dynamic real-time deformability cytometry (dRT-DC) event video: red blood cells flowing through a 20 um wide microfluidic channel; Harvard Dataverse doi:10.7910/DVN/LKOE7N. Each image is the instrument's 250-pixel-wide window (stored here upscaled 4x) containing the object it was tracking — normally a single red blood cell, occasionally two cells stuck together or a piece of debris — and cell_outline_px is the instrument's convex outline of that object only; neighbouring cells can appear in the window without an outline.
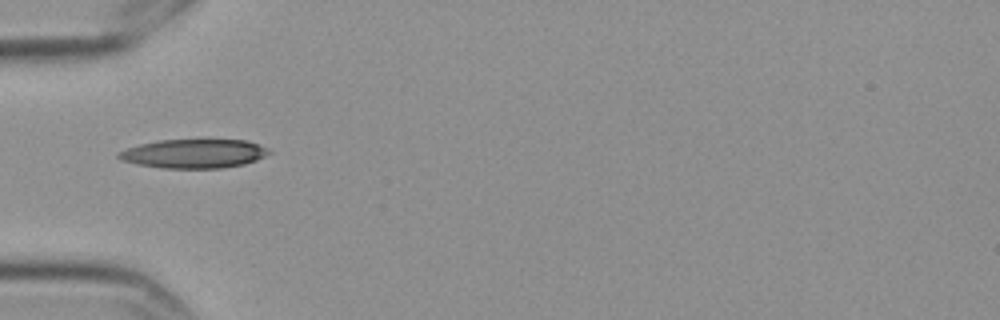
{"species": "Egyptian fruit bat (a non-hibernating species)", "species_latin": "Rousettus aegyptiacus", "temperature_condition": "cold", "stored_images_in_passage": 11, "camera_frame_rate_fps": 3000, "um_per_image_px": 0.085, "frame": {"image": 1, "passage_image": 1, "time_ms": 0.0, "image_size_px": [1000, 320], "cell_outline_px": [[272, 152], [256, 160], [244, 164], [224, 168], [160, 168], [136, 164], [120, 160], [116, 156], [116, 152], [124, 148], [156, 140], [204, 136], [248, 140], [268, 148]], "centroid_in_image_um": [16.47, 12.99], "position_along_channel_um": 68.5, "area_um2": 26.99}}
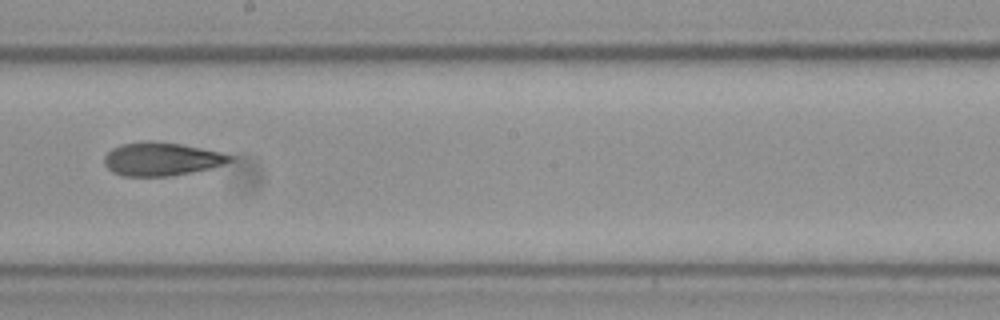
{"frame": {"image": 2, "passage_image": 5, "time_ms": 1.333, "image_size_px": [1000, 320], "cell_outline_px": [[232, 160], [224, 164], [208, 168], [168, 176], [124, 176], [112, 172], [104, 164], [104, 156], [112, 148], [120, 144], [144, 140], [148, 140], [180, 144], [220, 152], [232, 156]], "centroid_in_image_um": [13.66, 13.5], "position_along_channel_um": 234.5, "area_um2": 24.16}}
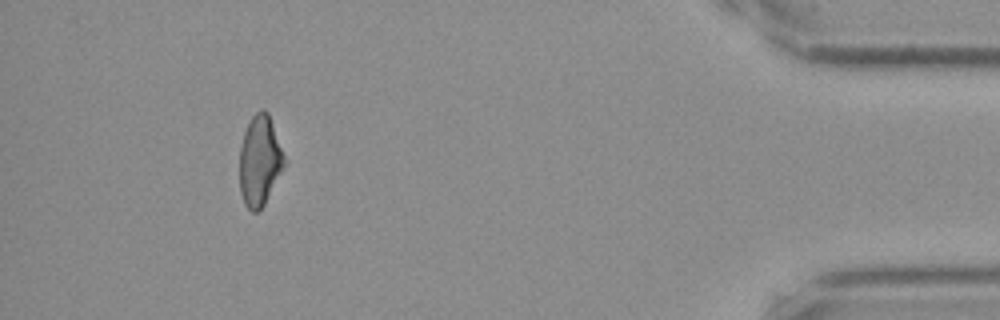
{"frame": {"image": 3, "passage_image": 10, "time_ms": 3.0, "image_size_px": [1000, 320], "cell_outline_px": [[284, 164], [264, 204], [256, 212], [252, 212], [244, 204], [240, 192], [240, 148], [244, 132], [248, 120], [260, 108], [264, 108], [268, 112], [284, 156]], "centroid_in_image_um": [22.04, 13.62], "position_along_channel_um": 413.2, "area_um2": 23.12}}